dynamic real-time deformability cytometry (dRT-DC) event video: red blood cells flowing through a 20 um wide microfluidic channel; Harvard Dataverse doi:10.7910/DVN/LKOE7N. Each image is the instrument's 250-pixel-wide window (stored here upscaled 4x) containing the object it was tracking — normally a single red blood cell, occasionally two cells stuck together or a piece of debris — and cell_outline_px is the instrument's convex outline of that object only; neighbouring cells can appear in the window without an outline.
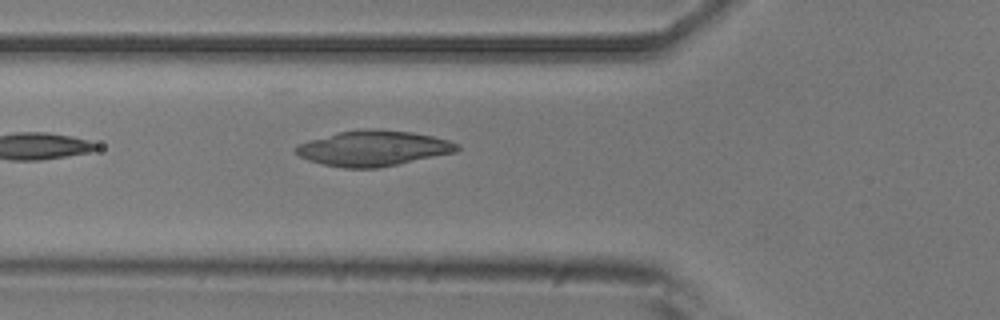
{"species": "common noctule bat (a hibernating species)", "species_latin": "Nyctalus noctula", "temperature_condition": "room temperature", "stored_images_in_passage": 4, "camera_frame_rate_fps": 3000, "um_per_image_px": 0.085, "animal": {"sex": "male", "body_mass_g": 20.5, "forearm_length_mm": 52.5}, "frame": {"image": 1, "passage_image": 4, "time_ms": 3.667, "image_size_px": [1000, 320], "cell_outline_px": [[460, 148], [456, 152], [400, 164], [380, 168], [344, 168], [324, 164], [308, 160], [300, 156], [296, 152], [296, 144], [336, 132], [364, 128], [380, 128], [412, 132], [432, 136], [448, 140], [460, 144]], "centroid_in_image_um": [31.75, 12.59], "position_along_channel_um": 94.0, "area_um2": 33.58}}